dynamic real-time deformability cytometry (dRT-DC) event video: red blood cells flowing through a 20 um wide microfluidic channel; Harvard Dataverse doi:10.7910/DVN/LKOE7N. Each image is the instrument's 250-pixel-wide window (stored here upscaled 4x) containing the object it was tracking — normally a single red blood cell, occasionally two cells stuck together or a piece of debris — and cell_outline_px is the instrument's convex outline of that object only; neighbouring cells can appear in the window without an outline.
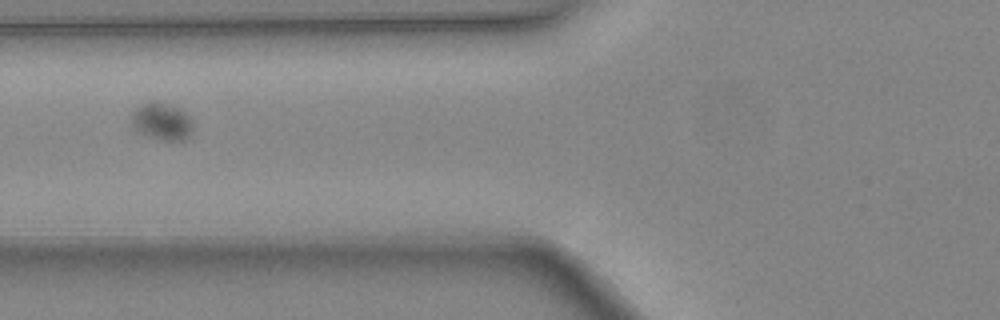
{"species": "common noctule bat (a hibernating species)", "species_latin": "Nyctalus noctula", "temperature_condition": "warm", "stored_images_in_passage": 6, "camera_frame_rate_fps": 3000, "um_per_image_px": 0.085, "animal": {"sex": "female", "body_mass_g": 24.6, "forearm_length_mm": 56.2}, "frame": {"image": 1, "passage_image": 6, "time_ms": 1.667, "image_size_px": [1000, 320], "cell_outline_px": [[192, 132], [184, 140], [160, 140], [144, 136], [136, 132], [132, 128], [132, 112], [140, 104], [164, 104], [180, 108], [188, 116], [192, 124]], "centroid_in_image_um": [13.72, 10.38], "position_along_channel_um": 112.1, "area_um2": 13.12}}